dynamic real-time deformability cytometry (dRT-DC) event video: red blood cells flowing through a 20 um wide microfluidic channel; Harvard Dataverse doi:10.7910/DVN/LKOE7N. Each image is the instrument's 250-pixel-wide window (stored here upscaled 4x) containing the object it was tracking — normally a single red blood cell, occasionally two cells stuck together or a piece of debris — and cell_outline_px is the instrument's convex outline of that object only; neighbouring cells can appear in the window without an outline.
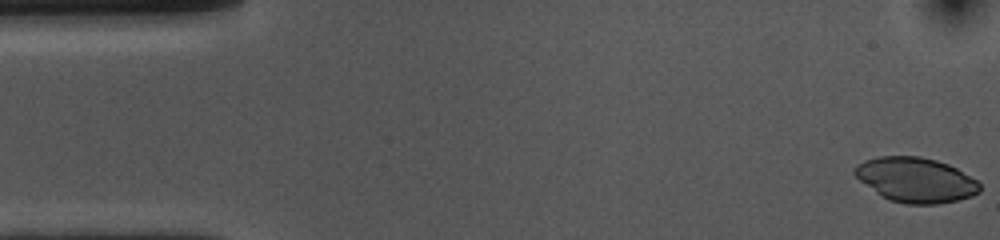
{"species": "common noctule bat (a hibernating species)", "species_latin": "Nyctalus noctula", "temperature_condition": "cold", "stored_images_in_passage": 54, "camera_frame_rate_fps": 3000, "um_per_image_px": 0.085, "animal": {"sex": "female", "body_mass_g": 10.0, "forearm_length_mm": 53.1}, "frame": {"image": 1, "passage_image": 1, "time_ms": 0.0, "image_size_px": [1000, 240], "cell_outline_px": [[980, 192], [972, 196], [940, 204], [904, 204], [888, 200], [880, 196], [860, 180], [852, 172], [852, 168], [856, 164], [864, 160], [880, 156], [920, 156], [936, 160], [948, 164], [956, 168], [976, 180], [980, 184]], "centroid_in_image_um": [77.8, 15.29], "position_along_channel_um": 7.2, "area_um2": 32.83}}